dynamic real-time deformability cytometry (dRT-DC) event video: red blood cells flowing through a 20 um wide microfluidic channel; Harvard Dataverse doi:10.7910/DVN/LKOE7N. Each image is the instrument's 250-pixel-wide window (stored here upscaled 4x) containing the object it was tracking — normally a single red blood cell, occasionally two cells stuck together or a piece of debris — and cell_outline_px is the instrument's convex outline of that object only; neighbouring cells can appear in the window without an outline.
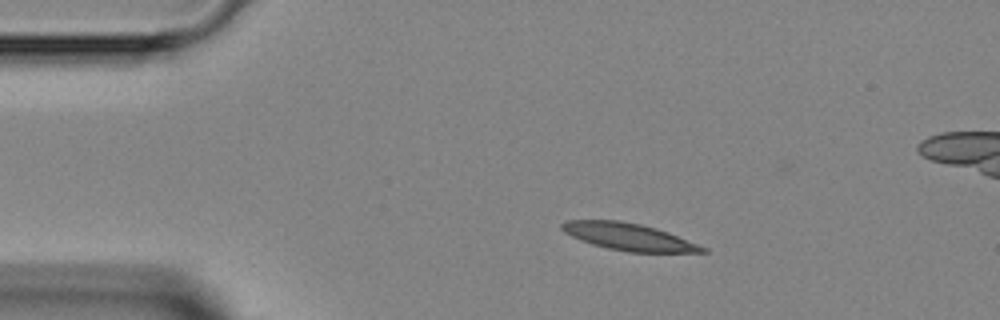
{"species": "Egyptian fruit bat (a non-hibernating species)", "species_latin": "Rousettus aegyptiacus", "temperature_condition": "room temperature", "stored_images_in_passage": 40, "camera_frame_rate_fps": 3000, "um_per_image_px": 0.085, "animal": {"sex": "female"}, "frame": {"image": 1, "passage_image": 8, "time_ms": 2.333, "image_size_px": [1000, 320], "cell_outline_px": [[708, 252], [628, 252], [608, 248], [592, 244], [580, 240], [564, 232], [560, 228], [560, 224], [568, 220], [620, 220], [640, 224], [656, 228], [668, 232], [708, 248]], "centroid_in_image_um": [53.43, 20.12], "position_along_channel_um": 31.6, "area_um2": 22.14}}
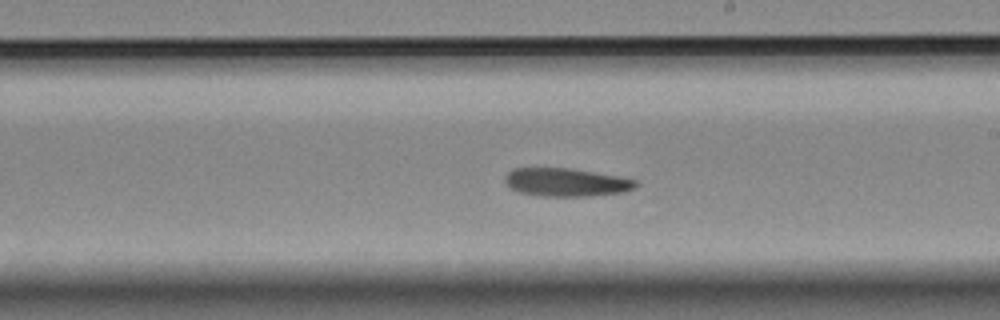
{"frame": {"image": 2, "passage_image": 26, "time_ms": 8.333, "image_size_px": [1000, 320], "cell_outline_px": [[640, 184], [624, 192], [592, 196], [540, 196], [520, 192], [512, 188], [504, 180], [504, 176], [512, 168], [568, 168], [620, 176], [636, 180]], "centroid_in_image_um": [48.14, 15.49], "position_along_channel_um": 240.9, "area_um2": 21.5}}
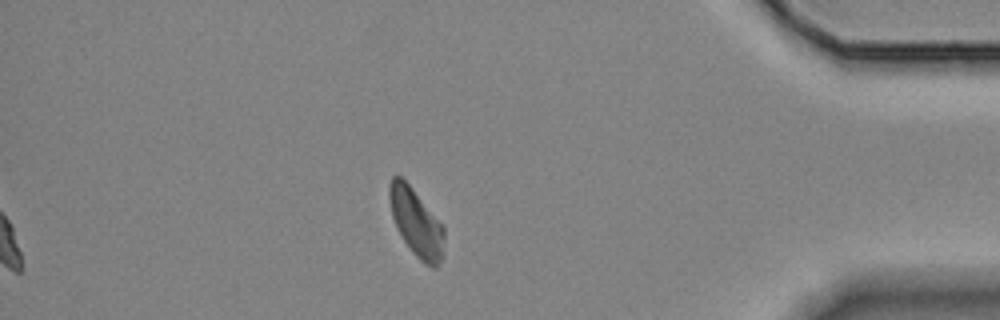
{"frame": {"image": 3, "passage_image": 40, "time_ms": 13.0, "image_size_px": [1000, 320], "cell_outline_px": [[444, 240], [440, 260], [436, 268], [432, 268], [420, 260], [412, 252], [404, 240], [392, 216], [388, 196], [388, 184], [392, 176], [396, 172], [412, 188], [444, 228]], "centroid_in_image_um": [35.34, 18.88], "position_along_channel_um": 399.9, "area_um2": 21.1}}